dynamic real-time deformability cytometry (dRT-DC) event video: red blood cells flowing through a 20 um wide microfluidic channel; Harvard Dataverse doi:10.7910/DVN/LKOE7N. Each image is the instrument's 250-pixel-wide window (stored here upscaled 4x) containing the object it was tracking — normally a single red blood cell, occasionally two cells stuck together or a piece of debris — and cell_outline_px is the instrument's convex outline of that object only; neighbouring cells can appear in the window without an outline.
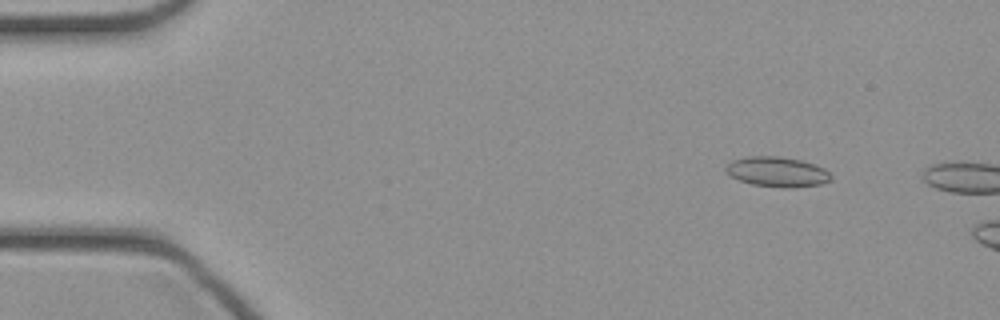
{"species": "common noctule bat (a hibernating species)", "species_latin": "Nyctalus noctula", "temperature_condition": "cold", "stored_images_in_passage": 8, "camera_frame_rate_fps": 3000, "um_per_image_px": 0.085, "animal": {"sex": "female", "body_mass_g": 21.9}, "frame": {"image": 1, "passage_image": 6, "time_ms": 1.667, "image_size_px": [1000, 320], "cell_outline_px": [[832, 176], [828, 180], [820, 184], [796, 188], [784, 188], [752, 184], [740, 180], [732, 176], [724, 168], [732, 160], [748, 156], [776, 156], [800, 160], [816, 164], [824, 168]], "centroid_in_image_um": [66.07, 14.6], "position_along_channel_um": 18.9, "area_um2": 18.26}}